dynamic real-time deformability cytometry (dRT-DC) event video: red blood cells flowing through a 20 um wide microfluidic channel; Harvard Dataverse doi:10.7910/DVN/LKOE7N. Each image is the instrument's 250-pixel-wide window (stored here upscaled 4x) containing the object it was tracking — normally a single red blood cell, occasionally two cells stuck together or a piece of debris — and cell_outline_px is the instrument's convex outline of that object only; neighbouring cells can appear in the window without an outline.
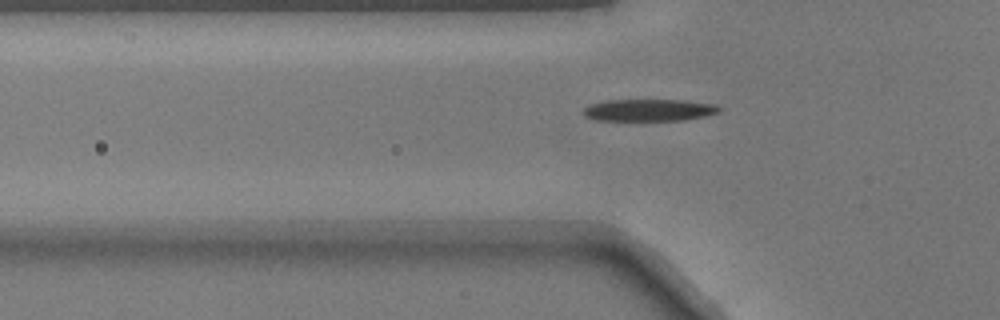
{"species": "common noctule bat (a hibernating species)", "species_latin": "Nyctalus noctula", "temperature_condition": "warm", "stored_images_in_passage": 38, "camera_frame_rate_fps": 3000, "um_per_image_px": 0.085, "animal": {"sex": "male", "body_mass_g": 17.9}, "frame": {"image": 1, "passage_image": 8, "time_ms": 2.333, "image_size_px": [1000, 320], "cell_outline_px": [[720, 112], [704, 116], [684, 120], [596, 120], [584, 116], [584, 108], [592, 104], [608, 100], [684, 100], [716, 104], [720, 108]], "centroid_in_image_um": [55.2, 9.35], "position_along_channel_um": 70.6, "area_um2": 17.28}}
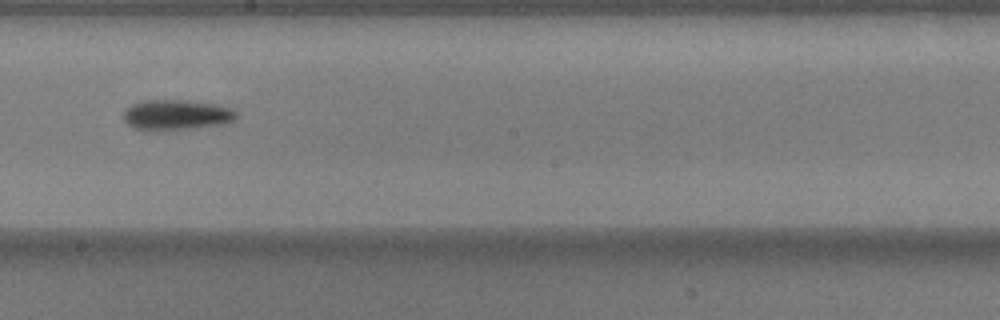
{"frame": {"image": 2, "passage_image": 20, "time_ms": 6.333, "image_size_px": [1000, 320], "cell_outline_px": [[236, 120], [224, 124], [192, 128], [156, 132], [144, 132], [132, 128], [124, 120], [124, 112], [132, 104], [144, 100], [184, 100], [216, 104], [232, 108], [236, 112]], "centroid_in_image_um": [14.97, 9.79], "position_along_channel_um": 233.2, "area_um2": 20.4}}
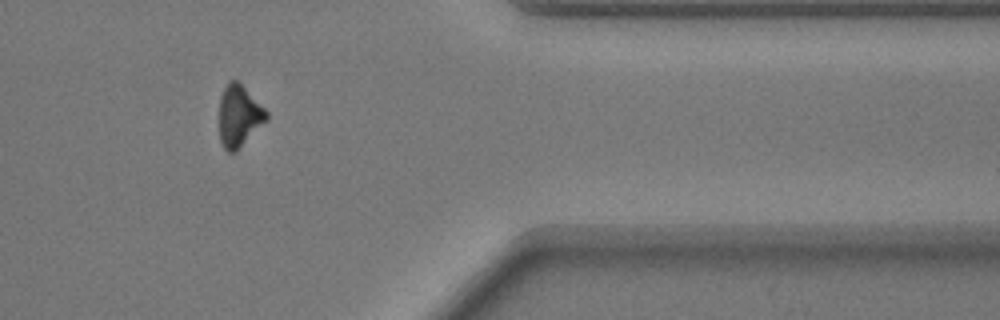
{"frame": {"image": 3, "passage_image": 33, "time_ms": 10.667, "image_size_px": [1000, 320], "cell_outline_px": [[268, 120], [236, 152], [228, 152], [224, 148], [220, 140], [220, 96], [228, 80], [236, 80], [268, 112]], "centroid_in_image_um": [20.32, 9.88], "position_along_channel_um": 391.1, "area_um2": 16.82}}